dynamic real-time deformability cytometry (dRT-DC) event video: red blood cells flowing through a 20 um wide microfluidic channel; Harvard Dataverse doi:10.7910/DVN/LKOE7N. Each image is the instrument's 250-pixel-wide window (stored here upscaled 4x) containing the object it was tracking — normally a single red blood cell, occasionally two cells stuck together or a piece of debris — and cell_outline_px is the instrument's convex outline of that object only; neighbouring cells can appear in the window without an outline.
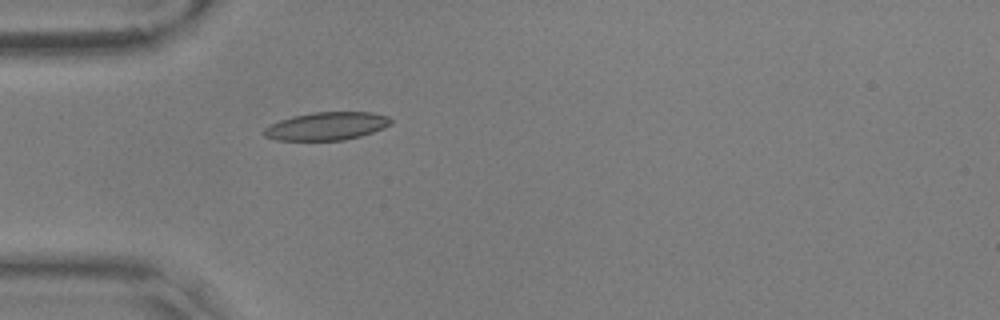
{"species": "common noctule bat (a hibernating species)", "species_latin": "Nyctalus noctula", "temperature_condition": "warm", "stored_images_in_passage": 40, "camera_frame_rate_fps": 3000, "um_per_image_px": 0.085, "animal": {"sex": "male", "body_mass_g": 17.9, "forearm_length_mm": 54.2}, "frame": {"image": 1, "passage_image": 1, "time_ms": 0.0, "image_size_px": [1000, 320], "cell_outline_px": [[392, 120], [388, 124], [372, 132], [360, 136], [344, 140], [276, 140], [264, 136], [264, 128], [280, 120], [292, 116], [312, 112], [372, 112], [388, 116]], "centroid_in_image_um": [27.73, 10.71], "position_along_channel_um": 57.3, "area_um2": 20.46}}
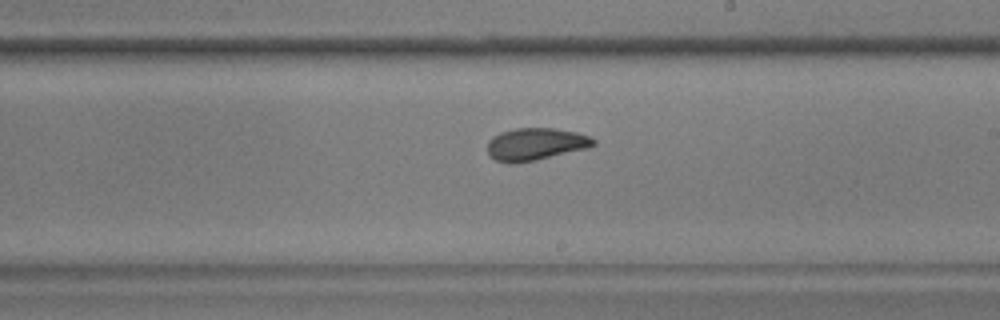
{"frame": {"image": 2, "passage_image": 17, "time_ms": 5.333, "image_size_px": [1000, 320], "cell_outline_px": [[596, 144], [588, 148], [536, 160], [512, 164], [508, 164], [496, 160], [488, 156], [488, 140], [492, 136], [500, 132], [516, 128], [556, 128], [576, 132], [592, 136], [596, 140]], "centroid_in_image_um": [45.52, 12.25], "position_along_channel_um": 243.5, "area_um2": 20.29}}
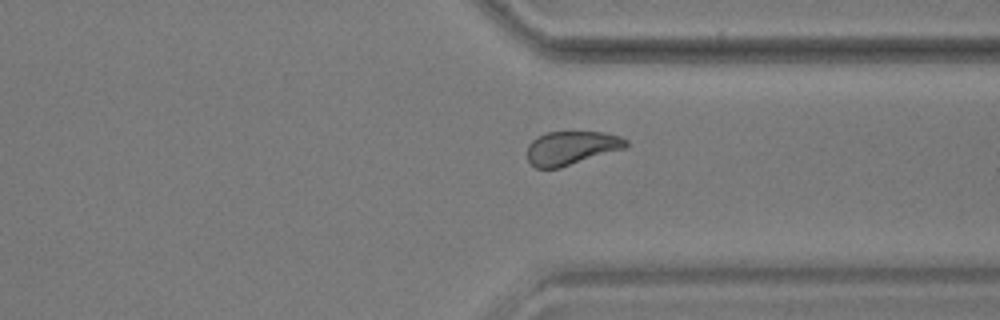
{"frame": {"image": 3, "passage_image": 27, "time_ms": 8.667, "image_size_px": [1000, 320], "cell_outline_px": [[628, 148], [560, 168], [536, 168], [528, 160], [528, 144], [536, 136], [548, 132], [600, 132], [620, 136], [628, 140]], "centroid_in_image_um": [48.6, 12.58], "position_along_channel_um": 362.8, "area_um2": 19.59}, "authors_computed_cell_mechanics": {"area_um2": 20.0566, "velocity_mm_per_s": 3.5828, "shape_relaxation_time_tau1_ms": 6.2871, "shape_relaxation_time_tau2_ms": 2.769, "deformation_change_tau1": 0.1556, "deformation_change_tau2": 0.0833}}